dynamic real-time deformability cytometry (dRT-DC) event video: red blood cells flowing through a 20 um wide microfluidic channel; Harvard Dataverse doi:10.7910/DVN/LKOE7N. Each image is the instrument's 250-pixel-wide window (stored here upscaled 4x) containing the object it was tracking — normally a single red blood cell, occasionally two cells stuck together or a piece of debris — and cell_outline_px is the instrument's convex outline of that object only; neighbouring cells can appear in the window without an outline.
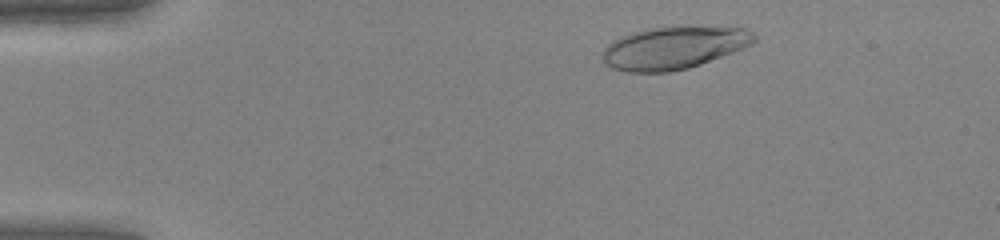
{"species": "human", "species_latin": "Homo sapiens", "temperature_condition": "warm", "stored_images_in_passage": 45, "camera_frame_rate_fps": 3000, "um_per_image_px": 0.085, "donor": {"sex": "female"}, "frame": {"image": 1, "passage_image": 4, "time_ms": 1.0, "image_size_px": [1000, 240], "cell_outline_px": [[756, 40], [752, 44], [744, 48], [700, 64], [688, 68], [668, 72], [628, 72], [612, 68], [600, 56], [600, 52], [612, 40], [620, 36], [648, 28], [672, 24], [744, 28], [752, 32], [756, 36]], "centroid_in_image_um": [57.27, 4.02], "position_along_channel_um": 27.7, "area_um2": 38.38}}
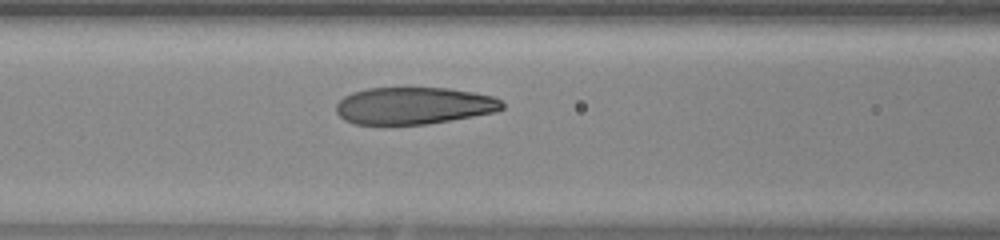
{"frame": {"image": 2, "passage_image": 17, "time_ms": 5.333, "image_size_px": [1000, 240], "cell_outline_px": [[504, 108], [496, 112], [428, 124], [356, 124], [344, 120], [336, 112], [336, 104], [344, 96], [352, 92], [368, 88], [448, 88], [472, 92], [492, 96], [500, 100], [504, 104]], "centroid_in_image_um": [35.17, 8.98], "position_along_channel_um": 131.4, "area_um2": 35.84}}
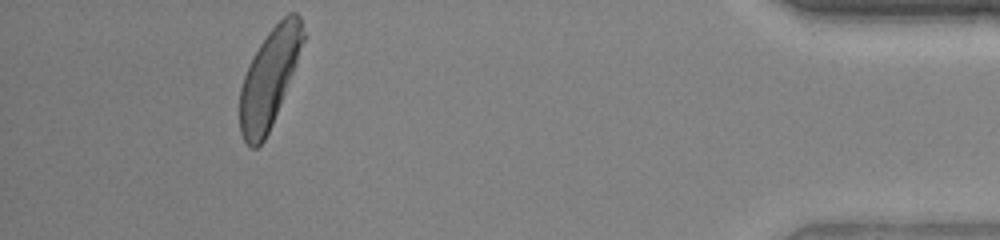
{"frame": {"image": 3, "passage_image": 41, "time_ms": 13.333, "image_size_px": [1000, 240], "cell_outline_px": [[304, 40], [292, 72], [272, 124], [264, 140], [256, 148], [252, 148], [244, 140], [240, 132], [240, 88], [244, 76], [260, 44], [268, 32], [288, 12], [296, 12], [300, 16], [304, 32]], "centroid_in_image_um": [22.88, 6.63], "position_along_channel_um": 412.3, "area_um2": 35.03}, "authors_computed_cell_mechanics": {"area_um2": 37.1654, "velocity_mm_per_s": 4.2056, "shape_relaxation_time_tau1_ms": 3.3811, "shape_relaxation_time_tau2_ms": 0.7313, "deformation_change_tau1": 0.1902, "deformation_change_tau2": 0.0652}}